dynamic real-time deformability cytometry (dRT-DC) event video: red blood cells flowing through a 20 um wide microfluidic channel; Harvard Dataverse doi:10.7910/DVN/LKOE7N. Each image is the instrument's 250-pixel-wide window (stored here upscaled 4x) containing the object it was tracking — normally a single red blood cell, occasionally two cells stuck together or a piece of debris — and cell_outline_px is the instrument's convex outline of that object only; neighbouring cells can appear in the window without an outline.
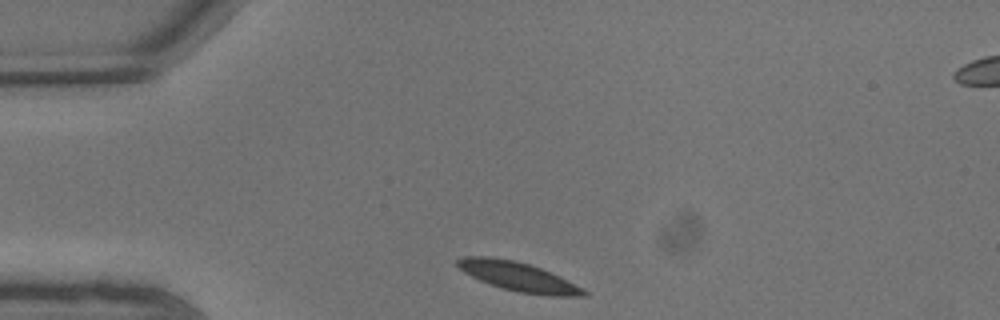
{"species": "common noctule bat (a hibernating species)", "species_latin": "Nyctalus noctula", "temperature_condition": "warm", "stored_images_in_passage": 6, "camera_frame_rate_fps": 3000, "um_per_image_px": 0.085, "animal": {"sex": "male", "body_mass_g": 13.3}, "frame": {"image": 1, "passage_image": 1, "time_ms": 0.0, "image_size_px": [1000, 320], "cell_outline_px": [[588, 296], [548, 296], [516, 292], [480, 280], [464, 272], [456, 264], [456, 260], [464, 256], [488, 256], [516, 260], [540, 268], [560, 276], [584, 288], [588, 292]], "centroid_in_image_um": [44.09, 23.51], "position_along_channel_um": 40.9, "area_um2": 21.44}}
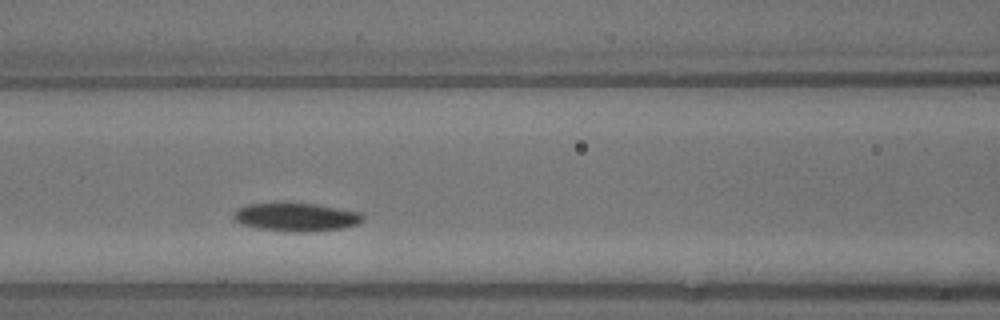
{"frame": {"image": 2, "passage_image": 5, "time_ms": 1.333, "image_size_px": [1000, 320], "cell_outline_px": [[364, 220], [356, 224], [340, 228], [304, 232], [284, 232], [256, 228], [244, 224], [236, 220], [232, 216], [240, 208], [248, 204], [284, 200], [288, 200], [316, 204], [360, 212], [364, 216]], "centroid_in_image_um": [25.15, 18.41], "position_along_channel_um": 141.5, "area_um2": 21.91}}
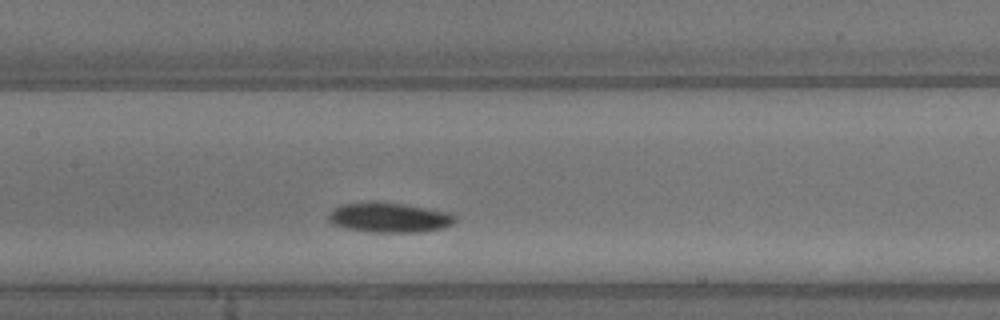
{"frame": {"image": 3, "passage_image": 6, "time_ms": 1.667, "image_size_px": [1000, 320], "cell_outline_px": [[456, 220], [452, 224], [444, 228], [420, 232], [372, 232], [348, 228], [332, 224], [328, 220], [328, 212], [332, 208], [340, 204], [372, 200], [380, 200], [404, 204], [448, 212], [456, 216]], "centroid_in_image_um": [33.04, 18.46], "position_along_channel_um": 174.4, "area_um2": 22.48}}